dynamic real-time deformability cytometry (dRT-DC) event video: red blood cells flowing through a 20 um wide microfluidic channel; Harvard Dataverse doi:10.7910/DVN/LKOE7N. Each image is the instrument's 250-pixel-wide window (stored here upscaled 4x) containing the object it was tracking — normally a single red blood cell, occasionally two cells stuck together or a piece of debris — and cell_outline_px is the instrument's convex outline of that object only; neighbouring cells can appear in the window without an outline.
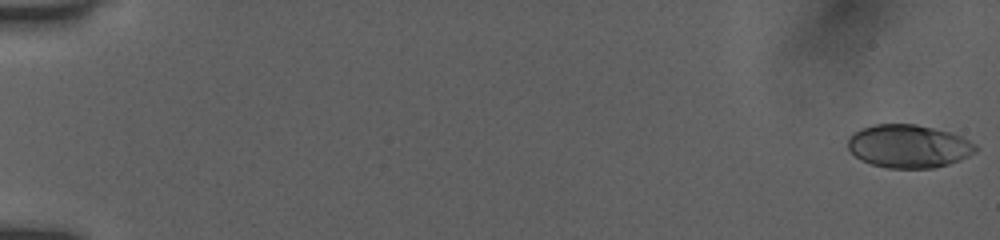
{"species": "human", "species_latin": "Homo sapiens", "temperature_condition": "room temperature", "stored_images_in_passage": 54, "camera_frame_rate_fps": 3000, "um_per_image_px": 0.085, "donor": {"sex": "female"}, "frame": {"image": 1, "passage_image": 1, "time_ms": 0.0, "image_size_px": [1000, 240], "cell_outline_px": [[980, 148], [976, 152], [960, 160], [948, 164], [932, 168], [888, 168], [872, 164], [860, 160], [848, 148], [848, 136], [864, 128], [876, 124], [916, 124], [948, 132], [960, 136], [976, 144]], "centroid_in_image_um": [77.25, 12.44], "position_along_channel_um": 7.7, "area_um2": 31.96}}
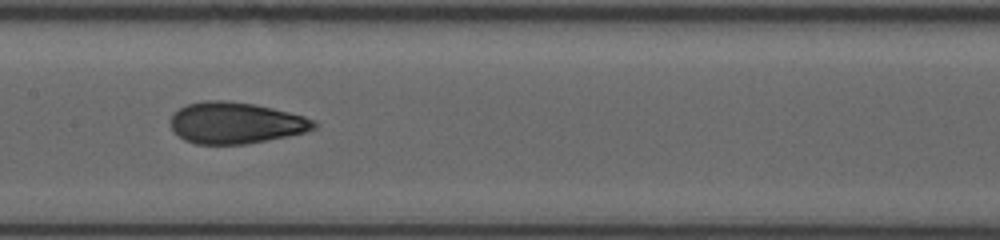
{"frame": {"image": 2, "passage_image": 29, "time_ms": 9.333, "image_size_px": [1000, 240], "cell_outline_px": [[316, 128], [304, 132], [244, 144], [196, 144], [184, 140], [172, 128], [172, 116], [180, 108], [188, 104], [204, 100], [224, 100], [252, 104], [272, 108], [304, 116], [316, 120]], "centroid_in_image_um": [20.03, 10.44], "position_along_channel_um": 187.4, "area_um2": 34.04}}
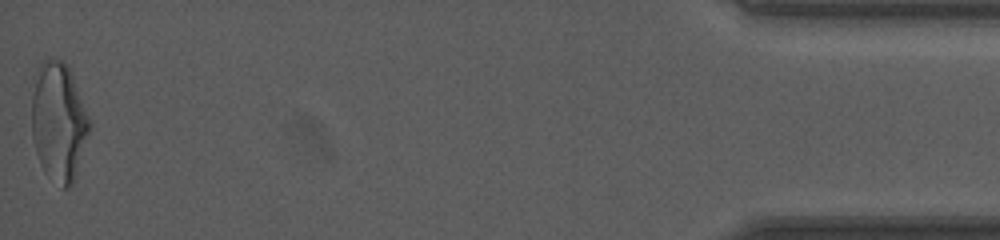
{"frame": {"image": 3, "passage_image": 54, "time_ms": 17.667, "image_size_px": [1000, 240], "cell_outline_px": [[92, 124], [72, 184], [68, 188], [60, 188], [44, 172], [40, 164], [36, 152], [32, 136], [32, 96], [36, 68], [40, 60], [44, 56], [52, 56], [60, 60], [68, 68], [72, 76]], "centroid_in_image_um": [4.96, 10.32], "position_along_channel_um": 430.2, "area_um2": 40.17}, "authors_computed_cell_mechanics": {"area_um2": 33.8419, "velocity_mm_per_s": 3.9297, "shape_relaxation_time_tau1_ms": 8.9202, "shape_relaxation_time_tau2_ms": 1.0576, "deformation_change_tau1": 0.2429, "deformation_change_tau2": 0.0746}}